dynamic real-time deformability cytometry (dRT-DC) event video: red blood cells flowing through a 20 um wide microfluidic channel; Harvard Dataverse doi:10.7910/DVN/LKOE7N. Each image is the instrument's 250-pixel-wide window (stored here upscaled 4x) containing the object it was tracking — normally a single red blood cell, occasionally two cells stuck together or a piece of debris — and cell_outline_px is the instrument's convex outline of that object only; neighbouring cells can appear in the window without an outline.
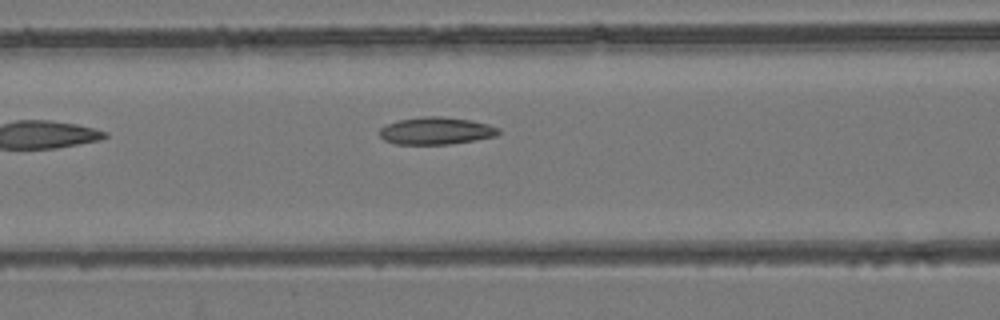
{"species": "common noctule bat (a hibernating species)", "species_latin": "Nyctalus noctula", "temperature_condition": "room temperature", "stored_images_in_passage": 4, "camera_frame_rate_fps": 3000, "um_per_image_px": 0.085, "animal": {"sex": "female", "body_mass_g": 24.6, "forearm_length_mm": 56.2}, "frame": {"image": 1, "passage_image": 4, "time_ms": 3.667, "image_size_px": [1000, 320], "cell_outline_px": [[500, 132], [496, 136], [476, 140], [448, 144], [396, 144], [384, 140], [380, 136], [380, 128], [396, 120], [420, 116], [440, 116], [472, 120], [488, 124], [500, 128]], "centroid_in_image_um": [37.08, 11.11], "position_along_channel_um": 129.5, "area_um2": 19.07}}